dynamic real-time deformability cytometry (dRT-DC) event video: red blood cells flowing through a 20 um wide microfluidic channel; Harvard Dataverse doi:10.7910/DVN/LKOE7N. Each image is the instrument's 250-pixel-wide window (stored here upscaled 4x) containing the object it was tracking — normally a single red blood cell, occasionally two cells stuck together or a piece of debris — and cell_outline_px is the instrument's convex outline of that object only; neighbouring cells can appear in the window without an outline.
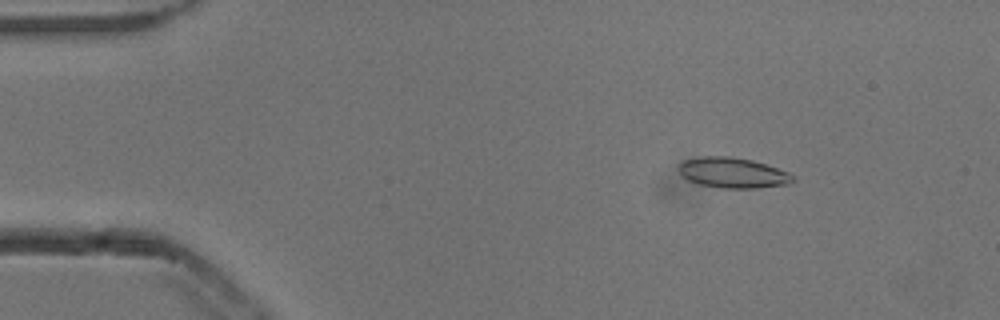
{"species": "common noctule bat (a hibernating species)", "species_latin": "Nyctalus noctula", "temperature_condition": "cold", "stored_images_in_passage": 53, "camera_frame_rate_fps": 3000, "um_per_image_px": 0.085, "animal": {"sex": "male", "body_mass_g": 13.3}, "frame": {"image": 1, "passage_image": 7, "time_ms": 2.0, "image_size_px": [1000, 320], "cell_outline_px": [[796, 180], [788, 184], [756, 188], [724, 188], [700, 184], [688, 180], [680, 176], [680, 164], [684, 160], [704, 156], [728, 156], [752, 160], [788, 172], [796, 176]], "centroid_in_image_um": [62.31, 14.69], "position_along_channel_um": 22.7, "area_um2": 20.11}}
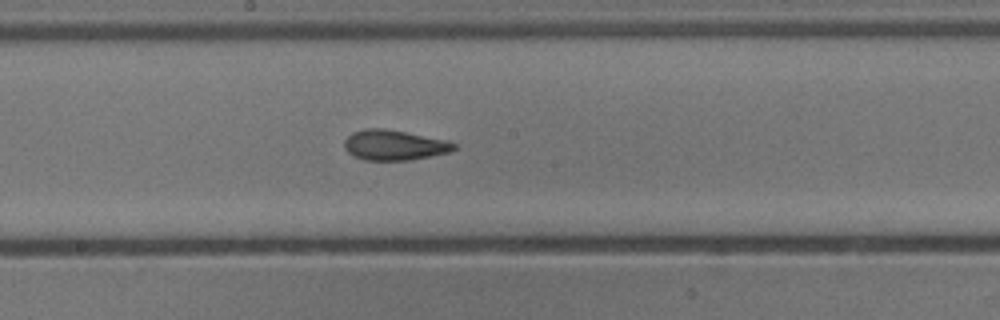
{"frame": {"image": 2, "passage_image": 28, "time_ms": 9.0, "image_size_px": [1000, 320], "cell_outline_px": [[456, 148], [448, 152], [412, 160], [364, 160], [352, 156], [344, 148], [344, 140], [352, 132], [364, 128], [384, 128], [448, 140], [456, 144]], "centroid_in_image_um": [33.48, 12.33], "position_along_channel_um": 214.7, "area_um2": 19.42}}
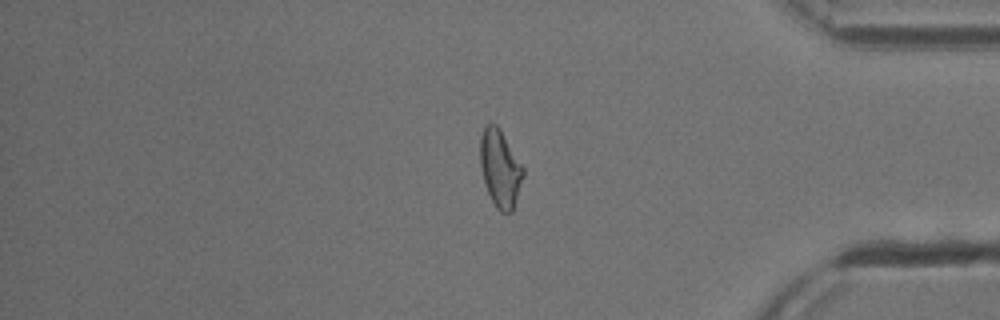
{"frame": {"image": 3, "passage_image": 44, "time_ms": 14.333, "image_size_px": [1000, 320], "cell_outline_px": [[524, 176], [512, 212], [500, 212], [496, 208], [488, 192], [484, 180], [480, 164], [480, 136], [484, 124], [496, 124], [500, 128], [524, 168]], "centroid_in_image_um": [42.51, 14.29], "position_along_channel_um": 392.7, "area_um2": 19.36}, "authors_computed_cell_mechanics": {"area_um2": 19.5364, "velocity_mm_per_s": 3.8487, "shape_relaxation_time_tau1_ms": 8.7573, "shape_relaxation_time_tau2_ms": 1.4402, "deformation_change_tau1": 0.1878, "deformation_change_tau2": 0.0893}}